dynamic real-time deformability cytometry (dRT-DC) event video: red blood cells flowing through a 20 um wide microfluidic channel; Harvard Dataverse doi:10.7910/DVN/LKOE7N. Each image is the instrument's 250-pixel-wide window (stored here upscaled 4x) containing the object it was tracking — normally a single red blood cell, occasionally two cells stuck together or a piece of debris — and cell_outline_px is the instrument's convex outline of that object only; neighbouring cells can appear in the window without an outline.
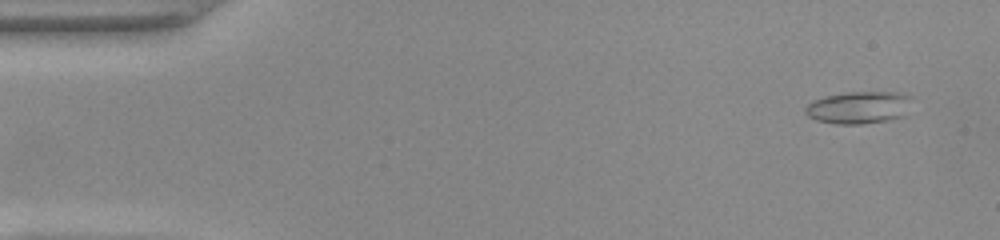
{"species": "common noctule bat (a hibernating species)", "species_latin": "Nyctalus noctula", "temperature_condition": "warm", "stored_images_in_passage": 52, "camera_frame_rate_fps": 3000, "um_per_image_px": 0.085, "animal": {"sex": "female", "body_mass_g": 22.0, "forearm_length_mm": 56.7}, "frame": {"image": 1, "passage_image": 3, "time_ms": 0.667, "image_size_px": [1000, 240], "cell_outline_px": [[912, 96], [904, 116], [888, 120], [864, 124], [836, 124], [816, 120], [808, 116], [804, 112], [804, 108], [812, 100], [824, 96], [848, 92], [908, 92]], "centroid_in_image_um": [73.0, 9.13], "position_along_channel_um": 12.0, "area_um2": 20.35}}
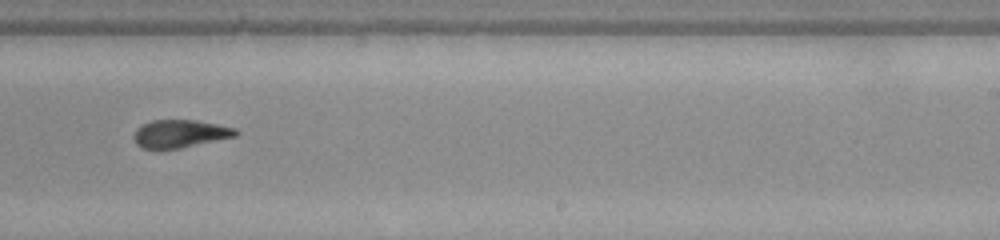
{"frame": {"image": 2, "passage_image": 32, "time_ms": 10.333, "image_size_px": [1000, 240], "cell_outline_px": [[240, 132], [236, 136], [180, 148], [160, 152], [140, 148], [136, 144], [132, 136], [136, 128], [152, 120], [196, 120], [236, 128]], "centroid_in_image_um": [15.23, 11.4], "position_along_channel_um": 273.8, "area_um2": 17.05}}
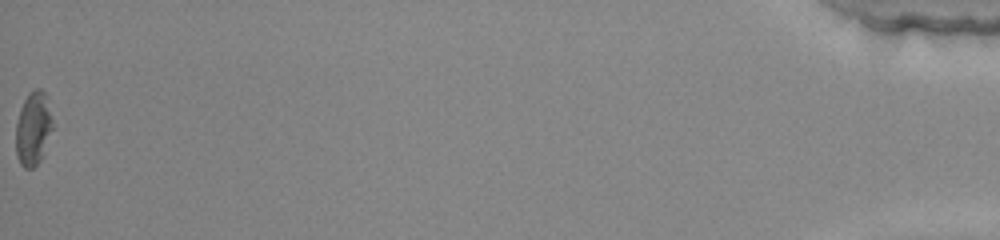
{"frame": {"image": 3, "passage_image": 52, "time_ms": 17.0, "image_size_px": [1000, 240], "cell_outline_px": [[52, 128], [40, 160], [32, 168], [24, 168], [20, 164], [16, 156], [16, 120], [20, 108], [28, 92], [32, 88], [40, 88], [44, 92], [52, 124]], "centroid_in_image_um": [2.77, 10.91], "position_along_channel_um": 432.4, "area_um2": 15.49}, "authors_computed_cell_mechanics": {"area_um2": 17.34, "velocity_mm_per_s": 3.9466, "shape_relaxation_time_tau1_ms": 6.6706, "shape_relaxation_time_tau2_ms": 3.729, "deformation_change_tau1": 0.2017, "deformation_change_tau2": 0.1312}}